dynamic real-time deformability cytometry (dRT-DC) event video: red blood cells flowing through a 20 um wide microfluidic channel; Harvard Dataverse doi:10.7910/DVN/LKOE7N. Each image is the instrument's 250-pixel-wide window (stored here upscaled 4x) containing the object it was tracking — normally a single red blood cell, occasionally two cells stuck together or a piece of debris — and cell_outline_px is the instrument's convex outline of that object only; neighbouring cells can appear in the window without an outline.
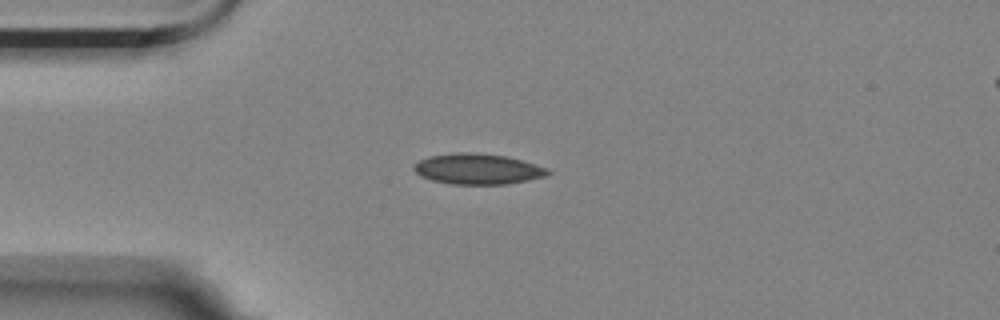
{"species": "Egyptian fruit bat (a non-hibernating species)", "species_latin": "Rousettus aegyptiacus", "temperature_condition": "room temperature", "stored_images_in_passage": 43, "camera_frame_rate_fps": 3000, "um_per_image_px": 0.085, "animal": {"sex": "female"}, "frame": {"image": 1, "passage_image": 1, "time_ms": 0.0, "image_size_px": [1000, 320], "cell_outline_px": [[552, 172], [548, 176], [508, 184], [452, 184], [432, 180], [420, 176], [412, 168], [420, 160], [432, 156], [460, 152], [476, 152], [508, 156], [536, 164], [548, 168]], "centroid_in_image_um": [40.67, 14.36], "position_along_channel_um": 44.3, "area_um2": 23.99}}
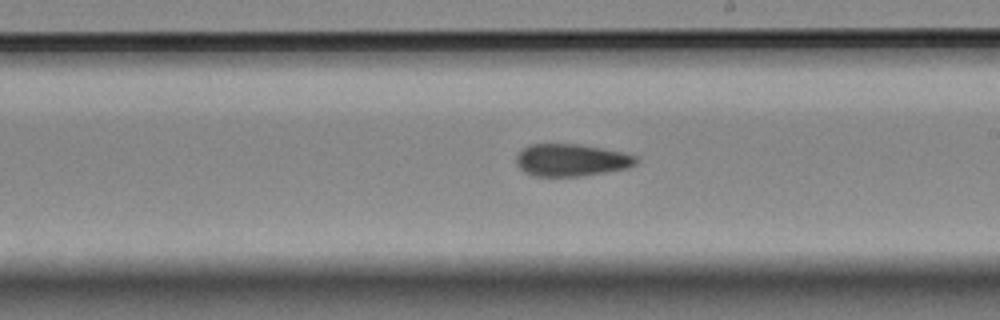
{"frame": {"image": 2, "passage_image": 19, "time_ms": 6.0, "image_size_px": [1000, 320], "cell_outline_px": [[636, 164], [628, 168], [580, 176], [532, 176], [524, 172], [516, 164], [516, 156], [528, 144], [576, 144], [600, 148], [620, 152], [636, 156]], "centroid_in_image_um": [48.51, 13.61], "position_along_channel_um": 240.5, "area_um2": 22.31}}
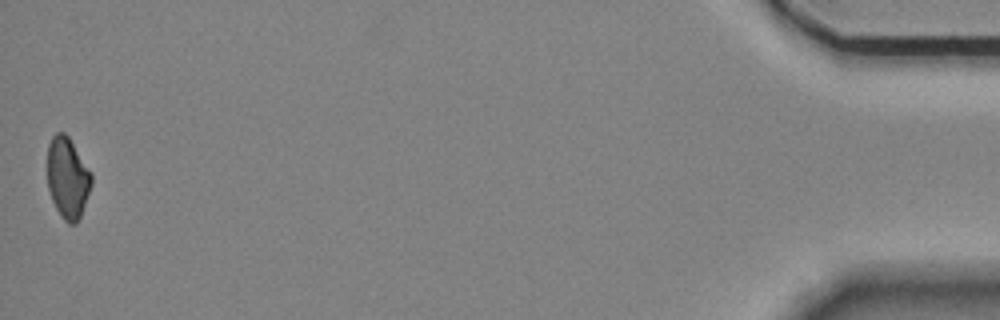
{"frame": {"image": 3, "passage_image": 43, "time_ms": 14.0, "image_size_px": [1000, 320], "cell_outline_px": [[92, 184], [80, 216], [76, 224], [68, 224], [60, 216], [52, 200], [48, 188], [48, 144], [52, 136], [56, 132], [64, 132], [68, 136], [92, 172]], "centroid_in_image_um": [5.75, 15.11], "position_along_channel_um": 429.5, "area_um2": 20.87}, "authors_computed_cell_mechanics": {"area_um2": 22.4264, "velocity_mm_per_s": 3.5309, "shape_relaxation_time_tau1_ms": null, "shape_relaxation_time_tau2_ms": 5.9071, "deformation_change_tau1": null, "deformation_change_tau2": 0.1195}}